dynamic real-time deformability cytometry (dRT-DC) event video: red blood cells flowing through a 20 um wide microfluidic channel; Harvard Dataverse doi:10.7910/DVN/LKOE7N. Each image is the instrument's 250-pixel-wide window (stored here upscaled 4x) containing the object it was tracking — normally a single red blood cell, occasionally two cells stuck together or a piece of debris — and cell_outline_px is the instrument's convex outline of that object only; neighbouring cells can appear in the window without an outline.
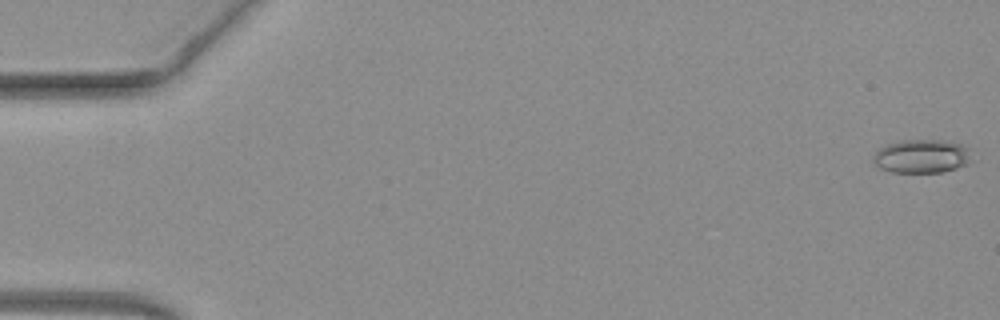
{"species": "common noctule bat (a hibernating species)", "species_latin": "Nyctalus noctula", "temperature_condition": "warm", "stored_images_in_passage": 52, "camera_frame_rate_fps": 3000, "um_per_image_px": 0.085, "animal": {"sex": "female", "body_mass_g": 19.3, "forearm_length_mm": 54.1}, "frame": {"image": 1, "passage_image": 1, "time_ms": 0.0, "image_size_px": [1000, 320], "cell_outline_px": [[972, 160], [956, 168], [944, 172], [892, 172], [880, 168], [872, 160], [872, 156], [880, 148], [888, 144], [900, 140], [944, 140], [960, 144], [968, 148]], "centroid_in_image_um": [78.33, 13.28], "position_along_channel_um": 6.7, "area_um2": 19.19}}
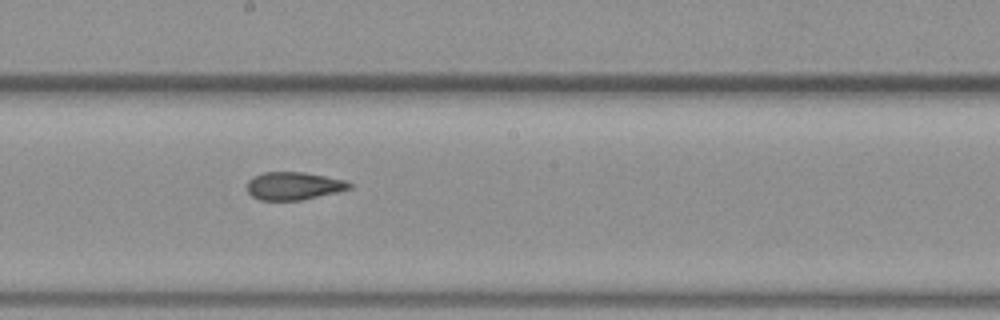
{"frame": {"image": 2, "passage_image": 29, "time_ms": 9.333, "image_size_px": [1000, 320], "cell_outline_px": [[352, 188], [340, 192], [300, 200], [260, 200], [252, 196], [248, 192], [248, 180], [252, 176], [264, 172], [304, 172], [344, 180], [352, 184]], "centroid_in_image_um": [24.97, 15.8], "position_along_channel_um": 223.2, "area_um2": 16.65}}
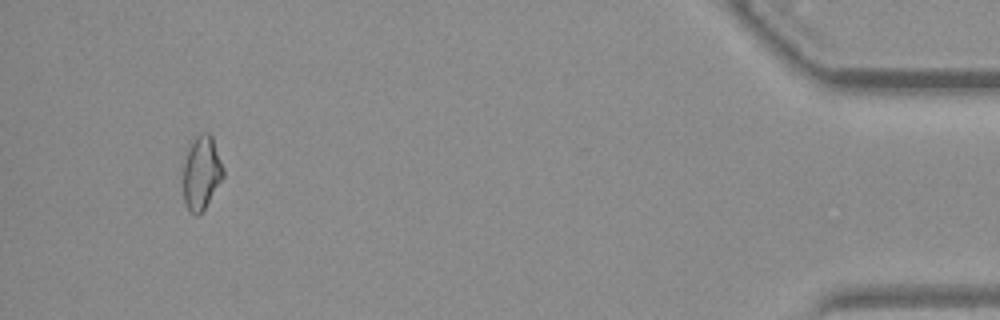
{"frame": {"image": 3, "passage_image": 49, "time_ms": 16.0, "image_size_px": [1000, 320], "cell_outline_px": [[224, 176], [200, 216], [196, 216], [188, 212], [184, 204], [184, 160], [188, 148], [196, 136], [200, 132], [208, 132], [212, 136], [224, 172]], "centroid_in_image_um": [17.11, 14.73], "position_along_channel_um": 418.1, "area_um2": 17.22}, "authors_computed_cell_mechanics": {"area_um2": 17.3111, "velocity_mm_per_s": 4.0424, "shape_relaxation_time_tau1_ms": null, "shape_relaxation_time_tau2_ms": 2.6217, "deformation_change_tau1": null, "deformation_change_tau2": 0.1116}}